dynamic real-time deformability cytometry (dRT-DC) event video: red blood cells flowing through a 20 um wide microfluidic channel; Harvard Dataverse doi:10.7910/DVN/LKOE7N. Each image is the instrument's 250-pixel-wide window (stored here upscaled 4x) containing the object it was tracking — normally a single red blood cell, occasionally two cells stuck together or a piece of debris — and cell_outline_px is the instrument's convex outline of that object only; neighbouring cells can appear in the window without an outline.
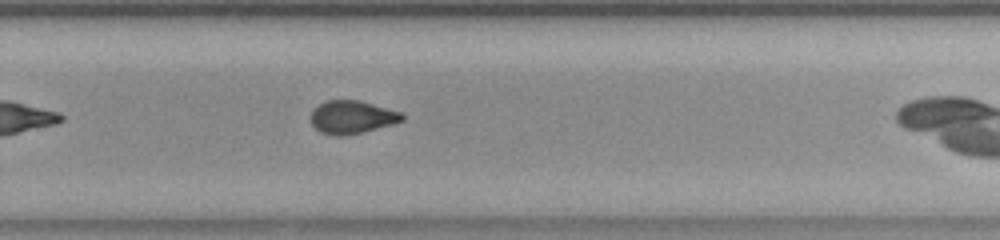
{"species": "common noctule bat (a hibernating species)", "species_latin": "Nyctalus noctula", "temperature_condition": "room temperature", "stored_images_in_passage": 25, "camera_frame_rate_fps": 3000, "um_per_image_px": 0.085, "animal": {"sex": "female", "body_mass_g": 23.0, "forearm_length_mm": 53.4}, "frame": {"image": 1, "passage_image": 18, "time_ms": 5.667, "image_size_px": [1000, 240], "cell_outline_px": [[404, 120], [392, 124], [360, 132], [340, 136], [320, 132], [312, 124], [312, 112], [320, 104], [328, 100], [360, 100], [400, 112], [404, 116]], "centroid_in_image_um": [29.93, 9.94], "position_along_channel_um": 299.9, "area_um2": 17.11}}